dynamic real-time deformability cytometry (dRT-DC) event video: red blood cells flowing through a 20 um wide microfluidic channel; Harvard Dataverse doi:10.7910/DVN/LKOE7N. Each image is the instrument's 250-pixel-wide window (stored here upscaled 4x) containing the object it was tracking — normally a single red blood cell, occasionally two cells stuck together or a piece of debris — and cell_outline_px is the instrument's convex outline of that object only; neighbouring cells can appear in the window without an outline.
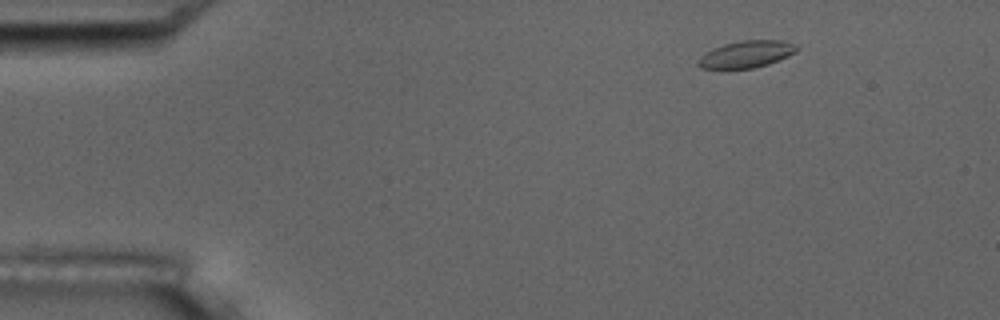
{"species": "common noctule bat (a hibernating species)", "species_latin": "Nyctalus noctula", "temperature_condition": "room temperature", "stored_images_in_passage": 5, "camera_frame_rate_fps": 3000, "um_per_image_px": 0.085, "animal": {"sex": "male", "body_mass_g": 17.5, "forearm_length_mm": 52.3}, "frame": {"image": 1, "passage_image": 1, "time_ms": 0.0, "image_size_px": [1000, 320], "cell_outline_px": [[796, 52], [788, 56], [768, 64], [752, 68], [700, 68], [696, 64], [700, 56], [704, 52], [712, 48], [724, 44], [740, 40], [780, 40], [796, 44]], "centroid_in_image_um": [63.4, 4.6], "position_along_channel_um": 21.6, "area_um2": 15.43}}
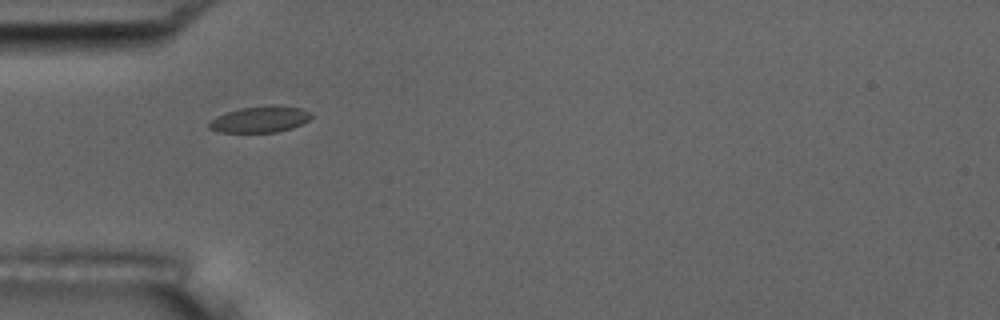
{"frame": {"image": 2, "passage_image": 4, "time_ms": 3.333, "image_size_px": [1000, 320], "cell_outline_px": [[312, 116], [308, 120], [292, 128], [276, 132], [220, 132], [208, 128], [208, 120], [216, 116], [240, 108], [268, 104], [272, 104], [300, 108], [312, 112]], "centroid_in_image_um": [22.09, 10.13], "position_along_channel_um": 62.9, "area_um2": 15.78}}